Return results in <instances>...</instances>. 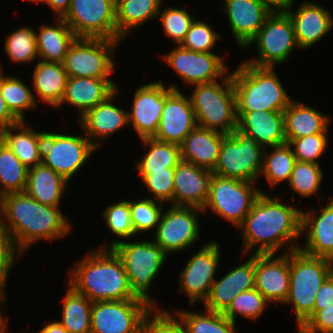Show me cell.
<instances>
[{"label":"cell","mask_w":333,"mask_h":333,"mask_svg":"<svg viewBox=\"0 0 333 333\" xmlns=\"http://www.w3.org/2000/svg\"><path fill=\"white\" fill-rule=\"evenodd\" d=\"M69 182L43 164L28 168L25 192L41 204L59 206Z\"/></svg>","instance_id":"32"},{"label":"cell","mask_w":333,"mask_h":333,"mask_svg":"<svg viewBox=\"0 0 333 333\" xmlns=\"http://www.w3.org/2000/svg\"><path fill=\"white\" fill-rule=\"evenodd\" d=\"M36 34L40 61L63 63L69 47L77 38L63 18L42 24Z\"/></svg>","instance_id":"31"},{"label":"cell","mask_w":333,"mask_h":333,"mask_svg":"<svg viewBox=\"0 0 333 333\" xmlns=\"http://www.w3.org/2000/svg\"><path fill=\"white\" fill-rule=\"evenodd\" d=\"M140 140L148 150L141 160L135 162L136 170H166V167L176 168L182 161L179 145L154 138Z\"/></svg>","instance_id":"39"},{"label":"cell","mask_w":333,"mask_h":333,"mask_svg":"<svg viewBox=\"0 0 333 333\" xmlns=\"http://www.w3.org/2000/svg\"><path fill=\"white\" fill-rule=\"evenodd\" d=\"M256 185L255 182L213 174L203 213L211 209L214 214L238 227L250 212L257 197L265 193Z\"/></svg>","instance_id":"9"},{"label":"cell","mask_w":333,"mask_h":333,"mask_svg":"<svg viewBox=\"0 0 333 333\" xmlns=\"http://www.w3.org/2000/svg\"><path fill=\"white\" fill-rule=\"evenodd\" d=\"M223 10L236 43L245 48L271 12L258 0H223Z\"/></svg>","instance_id":"25"},{"label":"cell","mask_w":333,"mask_h":333,"mask_svg":"<svg viewBox=\"0 0 333 333\" xmlns=\"http://www.w3.org/2000/svg\"><path fill=\"white\" fill-rule=\"evenodd\" d=\"M59 207L41 204L26 192L0 198V220L21 254L36 242L59 240L70 234V221Z\"/></svg>","instance_id":"2"},{"label":"cell","mask_w":333,"mask_h":333,"mask_svg":"<svg viewBox=\"0 0 333 333\" xmlns=\"http://www.w3.org/2000/svg\"><path fill=\"white\" fill-rule=\"evenodd\" d=\"M323 170L319 164L296 161L288 185L301 197L319 195L323 180Z\"/></svg>","instance_id":"42"},{"label":"cell","mask_w":333,"mask_h":333,"mask_svg":"<svg viewBox=\"0 0 333 333\" xmlns=\"http://www.w3.org/2000/svg\"><path fill=\"white\" fill-rule=\"evenodd\" d=\"M264 149L255 139L236 129L224 136L218 162L212 172L222 177L256 183L263 167Z\"/></svg>","instance_id":"8"},{"label":"cell","mask_w":333,"mask_h":333,"mask_svg":"<svg viewBox=\"0 0 333 333\" xmlns=\"http://www.w3.org/2000/svg\"><path fill=\"white\" fill-rule=\"evenodd\" d=\"M298 333H333V304L314 311L298 328Z\"/></svg>","instance_id":"53"},{"label":"cell","mask_w":333,"mask_h":333,"mask_svg":"<svg viewBox=\"0 0 333 333\" xmlns=\"http://www.w3.org/2000/svg\"><path fill=\"white\" fill-rule=\"evenodd\" d=\"M120 90L117 86V90L112 95L78 119L83 135H86L96 148L101 147L110 135L112 136L125 126L128 127V111L114 104V99L119 95Z\"/></svg>","instance_id":"21"},{"label":"cell","mask_w":333,"mask_h":333,"mask_svg":"<svg viewBox=\"0 0 333 333\" xmlns=\"http://www.w3.org/2000/svg\"><path fill=\"white\" fill-rule=\"evenodd\" d=\"M226 134L196 126L182 141V161L213 171Z\"/></svg>","instance_id":"28"},{"label":"cell","mask_w":333,"mask_h":333,"mask_svg":"<svg viewBox=\"0 0 333 333\" xmlns=\"http://www.w3.org/2000/svg\"><path fill=\"white\" fill-rule=\"evenodd\" d=\"M237 129L264 148L286 143L284 113L272 111L236 112Z\"/></svg>","instance_id":"27"},{"label":"cell","mask_w":333,"mask_h":333,"mask_svg":"<svg viewBox=\"0 0 333 333\" xmlns=\"http://www.w3.org/2000/svg\"><path fill=\"white\" fill-rule=\"evenodd\" d=\"M189 95L197 126L224 134H231L237 129L231 72L221 81L194 85V91Z\"/></svg>","instance_id":"7"},{"label":"cell","mask_w":333,"mask_h":333,"mask_svg":"<svg viewBox=\"0 0 333 333\" xmlns=\"http://www.w3.org/2000/svg\"><path fill=\"white\" fill-rule=\"evenodd\" d=\"M26 121L0 130V140L27 168L41 164L44 132L35 131Z\"/></svg>","instance_id":"29"},{"label":"cell","mask_w":333,"mask_h":333,"mask_svg":"<svg viewBox=\"0 0 333 333\" xmlns=\"http://www.w3.org/2000/svg\"><path fill=\"white\" fill-rule=\"evenodd\" d=\"M66 281L92 302L137 298L122 261L111 248L90 250L69 270Z\"/></svg>","instance_id":"3"},{"label":"cell","mask_w":333,"mask_h":333,"mask_svg":"<svg viewBox=\"0 0 333 333\" xmlns=\"http://www.w3.org/2000/svg\"><path fill=\"white\" fill-rule=\"evenodd\" d=\"M290 285V252L255 254V289L269 303L284 304Z\"/></svg>","instance_id":"20"},{"label":"cell","mask_w":333,"mask_h":333,"mask_svg":"<svg viewBox=\"0 0 333 333\" xmlns=\"http://www.w3.org/2000/svg\"><path fill=\"white\" fill-rule=\"evenodd\" d=\"M163 0H118L116 10L117 40H124L133 29L157 18Z\"/></svg>","instance_id":"34"},{"label":"cell","mask_w":333,"mask_h":333,"mask_svg":"<svg viewBox=\"0 0 333 333\" xmlns=\"http://www.w3.org/2000/svg\"><path fill=\"white\" fill-rule=\"evenodd\" d=\"M17 76L0 73V92L11 113L19 121H27L24 113L38 106L36 96L30 86ZM26 111V112H25Z\"/></svg>","instance_id":"36"},{"label":"cell","mask_w":333,"mask_h":333,"mask_svg":"<svg viewBox=\"0 0 333 333\" xmlns=\"http://www.w3.org/2000/svg\"><path fill=\"white\" fill-rule=\"evenodd\" d=\"M19 255L22 254L16 249L10 233L0 220V285L7 284L6 281L16 262L15 258Z\"/></svg>","instance_id":"52"},{"label":"cell","mask_w":333,"mask_h":333,"mask_svg":"<svg viewBox=\"0 0 333 333\" xmlns=\"http://www.w3.org/2000/svg\"><path fill=\"white\" fill-rule=\"evenodd\" d=\"M162 58L183 82L192 87L221 80L229 72L223 57L214 53L187 50L180 45L162 55Z\"/></svg>","instance_id":"17"},{"label":"cell","mask_w":333,"mask_h":333,"mask_svg":"<svg viewBox=\"0 0 333 333\" xmlns=\"http://www.w3.org/2000/svg\"><path fill=\"white\" fill-rule=\"evenodd\" d=\"M28 168L0 140V198L9 193L25 192Z\"/></svg>","instance_id":"40"},{"label":"cell","mask_w":333,"mask_h":333,"mask_svg":"<svg viewBox=\"0 0 333 333\" xmlns=\"http://www.w3.org/2000/svg\"><path fill=\"white\" fill-rule=\"evenodd\" d=\"M271 13H286L295 0H258Z\"/></svg>","instance_id":"56"},{"label":"cell","mask_w":333,"mask_h":333,"mask_svg":"<svg viewBox=\"0 0 333 333\" xmlns=\"http://www.w3.org/2000/svg\"><path fill=\"white\" fill-rule=\"evenodd\" d=\"M328 129L323 132L313 135H307L298 139H292L288 142L296 161L312 162L319 164V158L326 152L328 145Z\"/></svg>","instance_id":"49"},{"label":"cell","mask_w":333,"mask_h":333,"mask_svg":"<svg viewBox=\"0 0 333 333\" xmlns=\"http://www.w3.org/2000/svg\"><path fill=\"white\" fill-rule=\"evenodd\" d=\"M183 94L175 84L165 86V103L154 139L180 145L197 126L190 98Z\"/></svg>","instance_id":"18"},{"label":"cell","mask_w":333,"mask_h":333,"mask_svg":"<svg viewBox=\"0 0 333 333\" xmlns=\"http://www.w3.org/2000/svg\"><path fill=\"white\" fill-rule=\"evenodd\" d=\"M286 143L307 135L323 133L329 125L330 116L302 102L291 100L283 111Z\"/></svg>","instance_id":"30"},{"label":"cell","mask_w":333,"mask_h":333,"mask_svg":"<svg viewBox=\"0 0 333 333\" xmlns=\"http://www.w3.org/2000/svg\"><path fill=\"white\" fill-rule=\"evenodd\" d=\"M26 1H31V2H35V3H43L44 2V0H26Z\"/></svg>","instance_id":"62"},{"label":"cell","mask_w":333,"mask_h":333,"mask_svg":"<svg viewBox=\"0 0 333 333\" xmlns=\"http://www.w3.org/2000/svg\"><path fill=\"white\" fill-rule=\"evenodd\" d=\"M333 272L328 258L311 256L299 249L290 252V285L285 304H292L298 328L314 312L315 297Z\"/></svg>","instance_id":"6"},{"label":"cell","mask_w":333,"mask_h":333,"mask_svg":"<svg viewBox=\"0 0 333 333\" xmlns=\"http://www.w3.org/2000/svg\"><path fill=\"white\" fill-rule=\"evenodd\" d=\"M221 249L218 241L206 242L186 263L179 275L178 292H184L190 305L197 301L204 303L215 281Z\"/></svg>","instance_id":"16"},{"label":"cell","mask_w":333,"mask_h":333,"mask_svg":"<svg viewBox=\"0 0 333 333\" xmlns=\"http://www.w3.org/2000/svg\"><path fill=\"white\" fill-rule=\"evenodd\" d=\"M319 205L321 209L316 213L313 209L301 211V235L306 233L307 237L298 249L311 256L329 258L333 254V197L326 206Z\"/></svg>","instance_id":"24"},{"label":"cell","mask_w":333,"mask_h":333,"mask_svg":"<svg viewBox=\"0 0 333 333\" xmlns=\"http://www.w3.org/2000/svg\"><path fill=\"white\" fill-rule=\"evenodd\" d=\"M331 264L333 265V254L328 258Z\"/></svg>","instance_id":"63"},{"label":"cell","mask_w":333,"mask_h":333,"mask_svg":"<svg viewBox=\"0 0 333 333\" xmlns=\"http://www.w3.org/2000/svg\"><path fill=\"white\" fill-rule=\"evenodd\" d=\"M292 5L286 12L292 20L298 48L307 50L333 29V15L321 4L304 0L296 12Z\"/></svg>","instance_id":"22"},{"label":"cell","mask_w":333,"mask_h":333,"mask_svg":"<svg viewBox=\"0 0 333 333\" xmlns=\"http://www.w3.org/2000/svg\"><path fill=\"white\" fill-rule=\"evenodd\" d=\"M95 151L97 148L86 135L44 131L41 164L69 182Z\"/></svg>","instance_id":"12"},{"label":"cell","mask_w":333,"mask_h":333,"mask_svg":"<svg viewBox=\"0 0 333 333\" xmlns=\"http://www.w3.org/2000/svg\"><path fill=\"white\" fill-rule=\"evenodd\" d=\"M152 309L142 299L93 302L91 333H139L144 318Z\"/></svg>","instance_id":"14"},{"label":"cell","mask_w":333,"mask_h":333,"mask_svg":"<svg viewBox=\"0 0 333 333\" xmlns=\"http://www.w3.org/2000/svg\"><path fill=\"white\" fill-rule=\"evenodd\" d=\"M290 204V205H289ZM301 209L282 198L261 193L237 227L242 232V254H277L286 244L284 253L298 249L301 235ZM296 242V243H295Z\"/></svg>","instance_id":"1"},{"label":"cell","mask_w":333,"mask_h":333,"mask_svg":"<svg viewBox=\"0 0 333 333\" xmlns=\"http://www.w3.org/2000/svg\"><path fill=\"white\" fill-rule=\"evenodd\" d=\"M272 149L271 152L264 149L260 177L264 176L269 186L273 188L282 182L288 183L296 158L288 143L272 146Z\"/></svg>","instance_id":"37"},{"label":"cell","mask_w":333,"mask_h":333,"mask_svg":"<svg viewBox=\"0 0 333 333\" xmlns=\"http://www.w3.org/2000/svg\"><path fill=\"white\" fill-rule=\"evenodd\" d=\"M164 206L163 202L154 200L148 195L146 198L129 200L132 223L138 236L157 229Z\"/></svg>","instance_id":"44"},{"label":"cell","mask_w":333,"mask_h":333,"mask_svg":"<svg viewBox=\"0 0 333 333\" xmlns=\"http://www.w3.org/2000/svg\"><path fill=\"white\" fill-rule=\"evenodd\" d=\"M231 285L237 293L247 291L255 287V254L231 269Z\"/></svg>","instance_id":"54"},{"label":"cell","mask_w":333,"mask_h":333,"mask_svg":"<svg viewBox=\"0 0 333 333\" xmlns=\"http://www.w3.org/2000/svg\"><path fill=\"white\" fill-rule=\"evenodd\" d=\"M112 3L115 7L117 6L118 0H107Z\"/></svg>","instance_id":"61"},{"label":"cell","mask_w":333,"mask_h":333,"mask_svg":"<svg viewBox=\"0 0 333 333\" xmlns=\"http://www.w3.org/2000/svg\"><path fill=\"white\" fill-rule=\"evenodd\" d=\"M161 8L157 19L159 18L161 21L165 36L171 38L175 44L180 45L196 16L178 7L168 6L163 11Z\"/></svg>","instance_id":"45"},{"label":"cell","mask_w":333,"mask_h":333,"mask_svg":"<svg viewBox=\"0 0 333 333\" xmlns=\"http://www.w3.org/2000/svg\"><path fill=\"white\" fill-rule=\"evenodd\" d=\"M333 304V272L322 283L315 297L314 311L323 310Z\"/></svg>","instance_id":"55"},{"label":"cell","mask_w":333,"mask_h":333,"mask_svg":"<svg viewBox=\"0 0 333 333\" xmlns=\"http://www.w3.org/2000/svg\"><path fill=\"white\" fill-rule=\"evenodd\" d=\"M161 214L155 230L154 243L168 255L189 249L200 237L199 216L201 208L171 206Z\"/></svg>","instance_id":"15"},{"label":"cell","mask_w":333,"mask_h":333,"mask_svg":"<svg viewBox=\"0 0 333 333\" xmlns=\"http://www.w3.org/2000/svg\"><path fill=\"white\" fill-rule=\"evenodd\" d=\"M118 84L109 78L68 77L60 105L76 107L78 117L106 100L117 90Z\"/></svg>","instance_id":"26"},{"label":"cell","mask_w":333,"mask_h":333,"mask_svg":"<svg viewBox=\"0 0 333 333\" xmlns=\"http://www.w3.org/2000/svg\"><path fill=\"white\" fill-rule=\"evenodd\" d=\"M102 213L103 220L113 235L127 240L138 236L132 223L129 200L114 202V204L108 205Z\"/></svg>","instance_id":"46"},{"label":"cell","mask_w":333,"mask_h":333,"mask_svg":"<svg viewBox=\"0 0 333 333\" xmlns=\"http://www.w3.org/2000/svg\"><path fill=\"white\" fill-rule=\"evenodd\" d=\"M19 120L8 109L0 92V130L15 125Z\"/></svg>","instance_id":"57"},{"label":"cell","mask_w":333,"mask_h":333,"mask_svg":"<svg viewBox=\"0 0 333 333\" xmlns=\"http://www.w3.org/2000/svg\"><path fill=\"white\" fill-rule=\"evenodd\" d=\"M237 294L231 285V271H229L221 279L213 282L203 306L207 310L223 313Z\"/></svg>","instance_id":"51"},{"label":"cell","mask_w":333,"mask_h":333,"mask_svg":"<svg viewBox=\"0 0 333 333\" xmlns=\"http://www.w3.org/2000/svg\"><path fill=\"white\" fill-rule=\"evenodd\" d=\"M1 62H0V73L3 72V67H1Z\"/></svg>","instance_id":"64"},{"label":"cell","mask_w":333,"mask_h":333,"mask_svg":"<svg viewBox=\"0 0 333 333\" xmlns=\"http://www.w3.org/2000/svg\"><path fill=\"white\" fill-rule=\"evenodd\" d=\"M165 103V85L162 81L143 84L134 92L128 125H132L139 139L153 138L158 130Z\"/></svg>","instance_id":"19"},{"label":"cell","mask_w":333,"mask_h":333,"mask_svg":"<svg viewBox=\"0 0 333 333\" xmlns=\"http://www.w3.org/2000/svg\"><path fill=\"white\" fill-rule=\"evenodd\" d=\"M36 32L32 27L24 25L8 34L3 49L9 60L18 64H31L39 58Z\"/></svg>","instance_id":"41"},{"label":"cell","mask_w":333,"mask_h":333,"mask_svg":"<svg viewBox=\"0 0 333 333\" xmlns=\"http://www.w3.org/2000/svg\"><path fill=\"white\" fill-rule=\"evenodd\" d=\"M121 40L76 38L68 49L63 67L68 77L109 78Z\"/></svg>","instance_id":"11"},{"label":"cell","mask_w":333,"mask_h":333,"mask_svg":"<svg viewBox=\"0 0 333 333\" xmlns=\"http://www.w3.org/2000/svg\"><path fill=\"white\" fill-rule=\"evenodd\" d=\"M99 248H111L117 254L123 263L133 294L153 308H158V302L148 294V291L166 263L168 254L150 240L124 242L112 239L111 243L101 245Z\"/></svg>","instance_id":"5"},{"label":"cell","mask_w":333,"mask_h":333,"mask_svg":"<svg viewBox=\"0 0 333 333\" xmlns=\"http://www.w3.org/2000/svg\"><path fill=\"white\" fill-rule=\"evenodd\" d=\"M236 112H283L291 97L278 78L275 68L256 67L242 61L231 73Z\"/></svg>","instance_id":"4"},{"label":"cell","mask_w":333,"mask_h":333,"mask_svg":"<svg viewBox=\"0 0 333 333\" xmlns=\"http://www.w3.org/2000/svg\"><path fill=\"white\" fill-rule=\"evenodd\" d=\"M5 287H6V285H0V308H1V305L2 306L6 305L5 304V299H6L5 298V294H6ZM6 327H7V321L4 318L3 313L1 312V309H0V333H7Z\"/></svg>","instance_id":"60"},{"label":"cell","mask_w":333,"mask_h":333,"mask_svg":"<svg viewBox=\"0 0 333 333\" xmlns=\"http://www.w3.org/2000/svg\"><path fill=\"white\" fill-rule=\"evenodd\" d=\"M43 3L56 14L57 18H62L69 10L71 0H44Z\"/></svg>","instance_id":"58"},{"label":"cell","mask_w":333,"mask_h":333,"mask_svg":"<svg viewBox=\"0 0 333 333\" xmlns=\"http://www.w3.org/2000/svg\"><path fill=\"white\" fill-rule=\"evenodd\" d=\"M32 78V92H35L42 102L57 108L63 99L68 79L63 63L38 60Z\"/></svg>","instance_id":"33"},{"label":"cell","mask_w":333,"mask_h":333,"mask_svg":"<svg viewBox=\"0 0 333 333\" xmlns=\"http://www.w3.org/2000/svg\"><path fill=\"white\" fill-rule=\"evenodd\" d=\"M153 314V315H152ZM139 333H186L179 317L167 309L153 308L144 318Z\"/></svg>","instance_id":"50"},{"label":"cell","mask_w":333,"mask_h":333,"mask_svg":"<svg viewBox=\"0 0 333 333\" xmlns=\"http://www.w3.org/2000/svg\"><path fill=\"white\" fill-rule=\"evenodd\" d=\"M37 333H68V331L60 324L58 320L50 321L41 328Z\"/></svg>","instance_id":"59"},{"label":"cell","mask_w":333,"mask_h":333,"mask_svg":"<svg viewBox=\"0 0 333 333\" xmlns=\"http://www.w3.org/2000/svg\"><path fill=\"white\" fill-rule=\"evenodd\" d=\"M256 45L258 59L244 60L256 67H272L286 63L294 48H298L294 27L287 13H271L257 35L245 48Z\"/></svg>","instance_id":"10"},{"label":"cell","mask_w":333,"mask_h":333,"mask_svg":"<svg viewBox=\"0 0 333 333\" xmlns=\"http://www.w3.org/2000/svg\"><path fill=\"white\" fill-rule=\"evenodd\" d=\"M197 19L195 18L192 22L180 46L191 51L213 53L212 49L218 40H222V37L205 21Z\"/></svg>","instance_id":"48"},{"label":"cell","mask_w":333,"mask_h":333,"mask_svg":"<svg viewBox=\"0 0 333 333\" xmlns=\"http://www.w3.org/2000/svg\"><path fill=\"white\" fill-rule=\"evenodd\" d=\"M62 18L77 38L117 40L115 6L107 0H71Z\"/></svg>","instance_id":"13"},{"label":"cell","mask_w":333,"mask_h":333,"mask_svg":"<svg viewBox=\"0 0 333 333\" xmlns=\"http://www.w3.org/2000/svg\"><path fill=\"white\" fill-rule=\"evenodd\" d=\"M143 184L146 185L148 192L154 196V200L163 203H170L174 193V173L175 168L166 170H137Z\"/></svg>","instance_id":"47"},{"label":"cell","mask_w":333,"mask_h":333,"mask_svg":"<svg viewBox=\"0 0 333 333\" xmlns=\"http://www.w3.org/2000/svg\"><path fill=\"white\" fill-rule=\"evenodd\" d=\"M212 177L213 172L211 170L181 161L175 168L171 206L203 209L208 199Z\"/></svg>","instance_id":"23"},{"label":"cell","mask_w":333,"mask_h":333,"mask_svg":"<svg viewBox=\"0 0 333 333\" xmlns=\"http://www.w3.org/2000/svg\"><path fill=\"white\" fill-rule=\"evenodd\" d=\"M186 333H238L236 324L220 312L204 308V313L176 310Z\"/></svg>","instance_id":"38"},{"label":"cell","mask_w":333,"mask_h":333,"mask_svg":"<svg viewBox=\"0 0 333 333\" xmlns=\"http://www.w3.org/2000/svg\"><path fill=\"white\" fill-rule=\"evenodd\" d=\"M269 302L255 288L238 293L228 308L222 313L233 323H236V317H242L256 321L264 313Z\"/></svg>","instance_id":"43"},{"label":"cell","mask_w":333,"mask_h":333,"mask_svg":"<svg viewBox=\"0 0 333 333\" xmlns=\"http://www.w3.org/2000/svg\"><path fill=\"white\" fill-rule=\"evenodd\" d=\"M64 296L62 318L58 320L68 333H91L93 302L77 292L71 285Z\"/></svg>","instance_id":"35"}]
</instances>
